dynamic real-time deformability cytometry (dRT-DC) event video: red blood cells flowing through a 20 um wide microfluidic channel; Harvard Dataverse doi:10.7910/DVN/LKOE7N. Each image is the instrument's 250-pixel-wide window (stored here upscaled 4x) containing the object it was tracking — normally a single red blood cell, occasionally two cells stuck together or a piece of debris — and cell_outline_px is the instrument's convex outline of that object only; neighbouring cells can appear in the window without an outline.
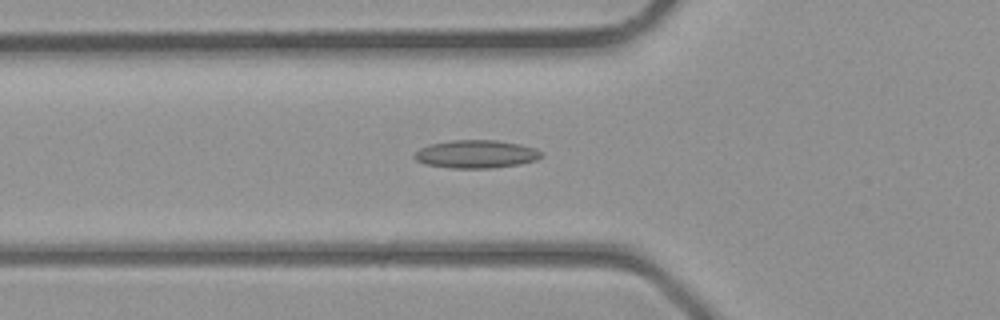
{"species": "common noctule bat (a hibernating species)", "species_latin": "Nyctalus noctula", "temperature_condition": "room temperature", "stored_images_in_passage": 34, "camera_frame_rate_fps": 3000, "um_per_image_px": 0.085, "animal": {"sex": "male", "body_mass_g": 23.1, "forearm_length_mm": 52.7}, "frame": {"image": 1, "passage_image": 8, "time_ms": 2.333, "image_size_px": [1000, 320], "cell_outline_px": [[544, 156], [536, 160], [520, 164], [492, 168], [452, 168], [424, 164], [416, 160], [412, 156], [420, 148], [428, 144], [452, 140], [496, 140], [520, 144], [536, 148], [544, 152]], "centroid_in_image_um": [40.49, 13.1], "position_along_channel_um": 85.3, "area_um2": 20.98}}
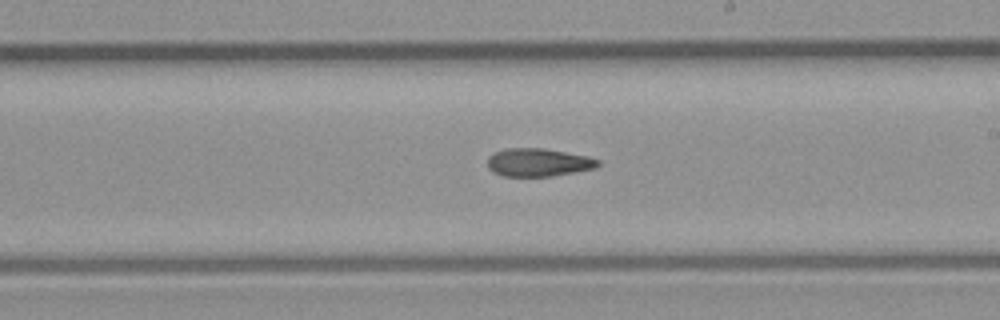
{"frame": {"image": 2, "passage_image": 17, "time_ms": 5.333, "image_size_px": [1000, 320], "cell_outline_px": [[600, 164], [596, 168], [552, 176], [504, 176], [492, 172], [488, 168], [488, 156], [496, 152], [508, 148], [544, 148], [588, 156], [600, 160]], "centroid_in_image_um": [45.77, 13.8], "position_along_channel_um": 243.2, "area_um2": 18.09}}
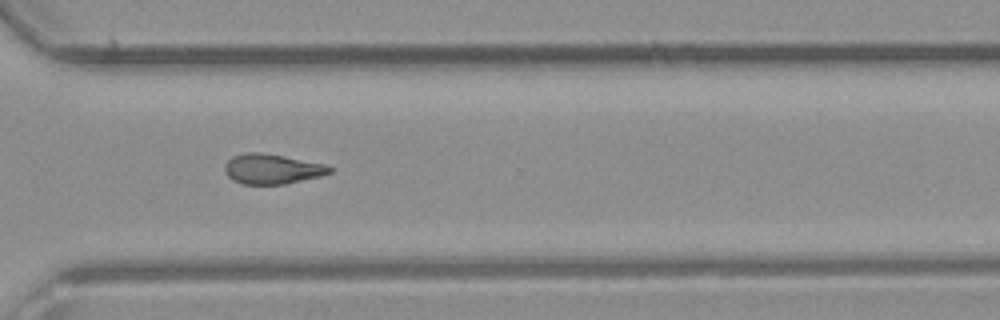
{"frame": {"image": 3, "passage_image": 23, "time_ms": 7.333, "image_size_px": [1000, 320], "cell_outline_px": [[332, 172], [320, 176], [284, 184], [244, 184], [232, 180], [224, 172], [224, 164], [232, 156], [244, 152], [260, 152], [284, 156], [324, 164], [332, 168]], "centroid_in_image_um": [23.08, 14.35], "position_along_channel_um": 347.5, "area_um2": 18.32}}